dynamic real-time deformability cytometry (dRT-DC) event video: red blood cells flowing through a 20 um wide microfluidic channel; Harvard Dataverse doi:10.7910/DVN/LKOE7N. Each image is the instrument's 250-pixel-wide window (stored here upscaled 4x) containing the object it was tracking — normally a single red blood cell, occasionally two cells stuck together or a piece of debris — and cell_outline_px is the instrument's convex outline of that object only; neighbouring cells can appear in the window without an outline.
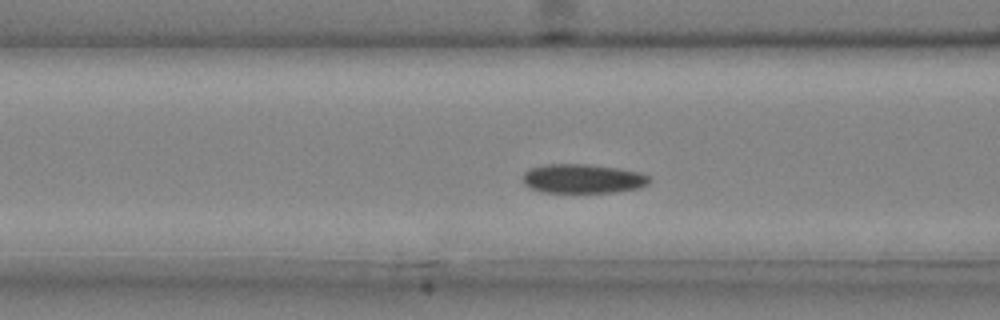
{"species": "common noctule bat (a hibernating species)", "species_latin": "Nyctalus noctula", "temperature_condition": "cold", "stored_images_in_passage": 38, "camera_frame_rate_fps": 3000, "um_per_image_px": 0.085, "animal": {"sex": "male", "body_mass_g": 20.4}, "frame": {"image": 1, "passage_image": 13, "time_ms": 4.0, "image_size_px": [1000, 320], "cell_outline_px": [[652, 180], [648, 184], [640, 188], [616, 192], [540, 192], [528, 188], [524, 184], [524, 172], [528, 168], [544, 164], [588, 164], [616, 168], [640, 172], [648, 176]], "centroid_in_image_um": [49.52, 15.19], "position_along_channel_um": 117.1, "area_um2": 21.73}}
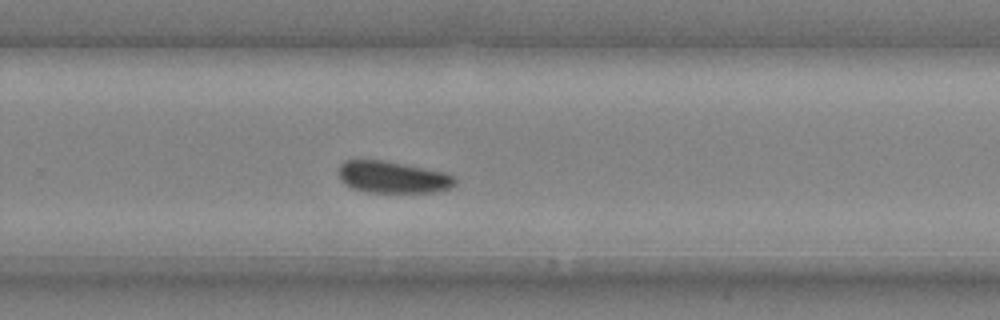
{"frame": {"image": 2, "passage_image": 25, "time_ms": 8.0, "image_size_px": [1000, 320], "cell_outline_px": [[456, 184], [452, 188], [436, 192], [368, 192], [352, 188], [340, 180], [340, 164], [344, 160], [384, 160], [444, 172], [456, 176]], "centroid_in_image_um": [33.43, 15.06], "position_along_channel_um": 296.4, "area_um2": 21.62}}
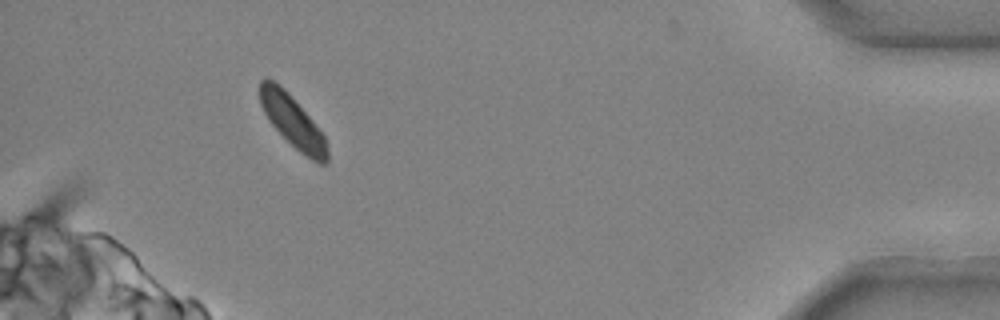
{"frame": {"image": 3, "passage_image": 36, "time_ms": 11.667, "image_size_px": [1000, 320], "cell_outline_px": [[328, 160], [324, 164], [316, 164], [300, 152], [268, 120], [260, 104], [260, 80], [264, 76], [280, 84], [288, 92], [312, 120], [324, 136], [328, 148]], "centroid_in_image_um": [24.87, 10.31], "position_along_channel_um": 410.3, "area_um2": 20.17}}